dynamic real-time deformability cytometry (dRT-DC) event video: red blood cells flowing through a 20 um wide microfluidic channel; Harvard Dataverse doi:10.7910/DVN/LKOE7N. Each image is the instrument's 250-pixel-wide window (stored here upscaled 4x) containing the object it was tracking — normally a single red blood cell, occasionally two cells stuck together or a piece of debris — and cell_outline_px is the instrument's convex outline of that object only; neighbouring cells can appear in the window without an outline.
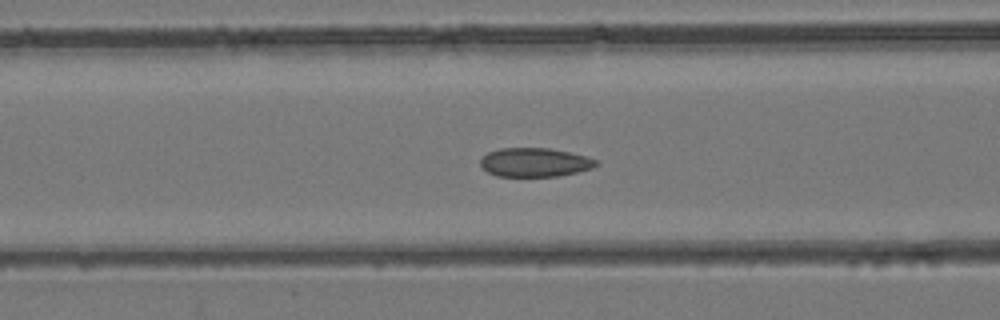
{"species": "common noctule bat (a hibernating species)", "species_latin": "Nyctalus noctula", "temperature_condition": "room temperature", "stored_images_in_passage": 44, "camera_frame_rate_fps": 3000, "um_per_image_px": 0.085, "animal": {"sex": "female", "body_mass_g": 24.6, "forearm_length_mm": 56.2}, "frame": {"image": 1, "passage_image": 17, "time_ms": 5.333, "image_size_px": [1000, 320], "cell_outline_px": [[600, 164], [592, 168], [560, 176], [496, 176], [480, 168], [480, 160], [488, 152], [500, 148], [548, 148], [588, 156], [596, 160]], "centroid_in_image_um": [45.44, 13.8], "position_along_channel_um": 121.2, "area_um2": 19.54}}
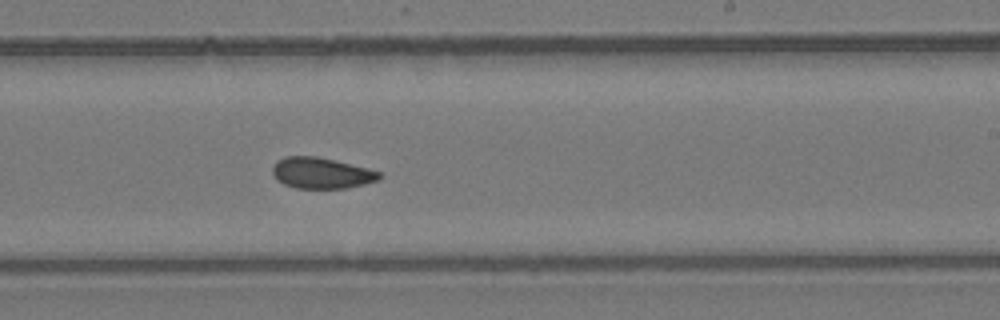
{"frame": {"image": 2, "passage_image": 26, "time_ms": 8.333, "image_size_px": [1000, 320], "cell_outline_px": [[384, 176], [380, 180], [364, 184], [344, 188], [296, 188], [284, 184], [276, 180], [272, 172], [272, 168], [276, 160], [284, 156], [316, 156], [368, 168], [380, 172]], "centroid_in_image_um": [27.31, 14.7], "position_along_channel_um": 261.7, "area_um2": 19.42}}
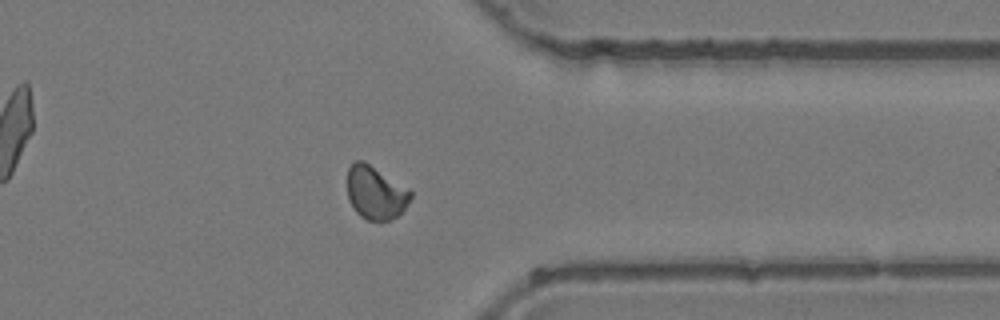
{"frame": {"image": 3, "passage_image": 34, "time_ms": 11.0, "image_size_px": [1000, 320], "cell_outline_px": [[412, 196], [404, 208], [396, 216], [388, 220], [368, 220], [360, 216], [356, 212], [348, 200], [348, 168], [356, 160], [364, 160], [412, 192]], "centroid_in_image_um": [31.89, 16.37], "position_along_channel_um": 379.5, "area_um2": 19.25}}